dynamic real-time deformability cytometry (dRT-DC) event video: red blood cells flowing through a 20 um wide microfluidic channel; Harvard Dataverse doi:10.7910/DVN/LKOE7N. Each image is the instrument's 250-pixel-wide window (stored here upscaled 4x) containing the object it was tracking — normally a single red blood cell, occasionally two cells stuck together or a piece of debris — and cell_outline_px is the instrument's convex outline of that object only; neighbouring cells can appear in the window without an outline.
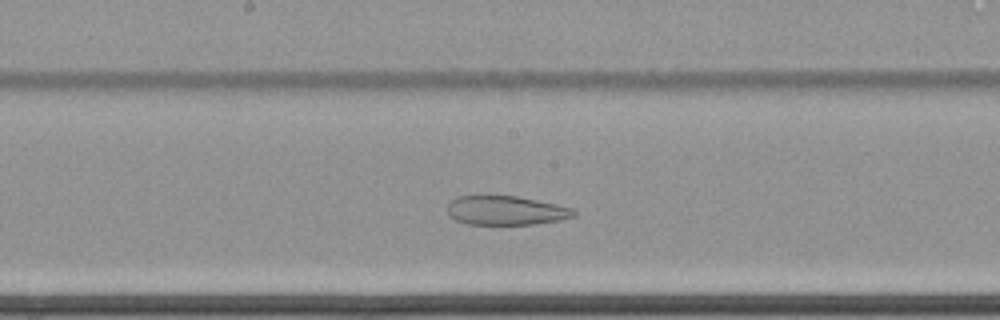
{"species": "common noctule bat (a hibernating species)", "species_latin": "Nyctalus noctula", "temperature_condition": "cold", "stored_images_in_passage": 59, "camera_frame_rate_fps": 3000, "um_per_image_px": 0.085, "animal": {"sex": "female", "body_mass_g": 22.7, "forearm_length_mm": 54.2}, "frame": {"image": 1, "passage_image": 32, "time_ms": 10.333, "image_size_px": [1000, 320], "cell_outline_px": [[576, 216], [560, 220], [532, 224], [496, 228], [468, 224], [456, 220], [448, 216], [448, 204], [452, 200], [460, 196], [516, 196], [536, 200], [572, 208], [576, 212]], "centroid_in_image_um": [42.97, 17.95], "position_along_channel_um": 205.2, "area_um2": 22.14}}
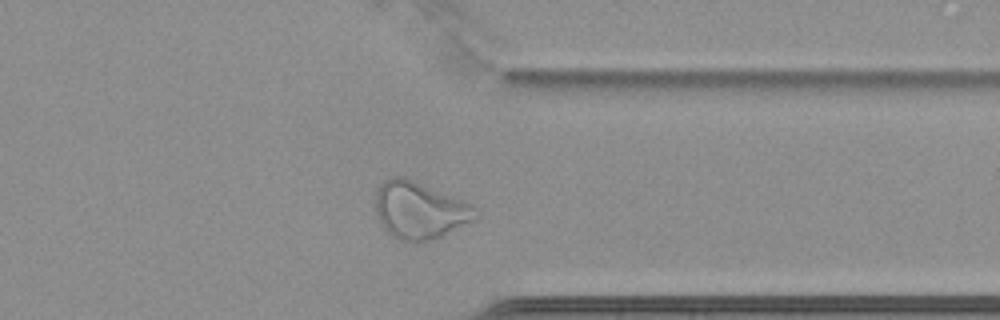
{"frame": {"image": 2, "passage_image": 47, "time_ms": 15.333, "image_size_px": [1000, 320], "cell_outline_px": [[480, 216], [444, 236], [432, 240], [400, 240], [392, 236], [384, 228], [376, 212], [372, 200], [380, 184], [388, 176], [404, 176], [472, 204], [480, 212]], "centroid_in_image_um": [35.65, 17.85], "position_along_channel_um": 375.7, "area_um2": 33.52}}